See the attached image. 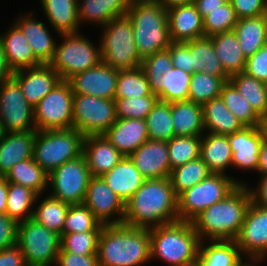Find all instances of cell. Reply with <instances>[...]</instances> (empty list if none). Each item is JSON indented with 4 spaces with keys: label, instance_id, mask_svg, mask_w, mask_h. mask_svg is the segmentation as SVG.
<instances>
[{
    "label": "cell",
    "instance_id": "obj_16",
    "mask_svg": "<svg viewBox=\"0 0 267 266\" xmlns=\"http://www.w3.org/2000/svg\"><path fill=\"white\" fill-rule=\"evenodd\" d=\"M83 204L103 225L123 224L125 202L101 176L90 179Z\"/></svg>",
    "mask_w": 267,
    "mask_h": 266
},
{
    "label": "cell",
    "instance_id": "obj_15",
    "mask_svg": "<svg viewBox=\"0 0 267 266\" xmlns=\"http://www.w3.org/2000/svg\"><path fill=\"white\" fill-rule=\"evenodd\" d=\"M36 130L33 106L27 102L18 83L12 78L0 82V132Z\"/></svg>",
    "mask_w": 267,
    "mask_h": 266
},
{
    "label": "cell",
    "instance_id": "obj_5",
    "mask_svg": "<svg viewBox=\"0 0 267 266\" xmlns=\"http://www.w3.org/2000/svg\"><path fill=\"white\" fill-rule=\"evenodd\" d=\"M126 15L132 21L135 44L142 59L167 50L173 43L167 8L161 3L155 0H132Z\"/></svg>",
    "mask_w": 267,
    "mask_h": 266
},
{
    "label": "cell",
    "instance_id": "obj_2",
    "mask_svg": "<svg viewBox=\"0 0 267 266\" xmlns=\"http://www.w3.org/2000/svg\"><path fill=\"white\" fill-rule=\"evenodd\" d=\"M250 203L249 186L239 184L222 201L200 213L192 221L200 241H235Z\"/></svg>",
    "mask_w": 267,
    "mask_h": 266
},
{
    "label": "cell",
    "instance_id": "obj_51",
    "mask_svg": "<svg viewBox=\"0 0 267 266\" xmlns=\"http://www.w3.org/2000/svg\"><path fill=\"white\" fill-rule=\"evenodd\" d=\"M101 231L71 233L61 237L60 252L76 255L97 254Z\"/></svg>",
    "mask_w": 267,
    "mask_h": 266
},
{
    "label": "cell",
    "instance_id": "obj_48",
    "mask_svg": "<svg viewBox=\"0 0 267 266\" xmlns=\"http://www.w3.org/2000/svg\"><path fill=\"white\" fill-rule=\"evenodd\" d=\"M172 169L200 157L201 136H175L167 141Z\"/></svg>",
    "mask_w": 267,
    "mask_h": 266
},
{
    "label": "cell",
    "instance_id": "obj_52",
    "mask_svg": "<svg viewBox=\"0 0 267 266\" xmlns=\"http://www.w3.org/2000/svg\"><path fill=\"white\" fill-rule=\"evenodd\" d=\"M172 59V65L190 74L194 73L192 55L189 51V41L173 42L167 49Z\"/></svg>",
    "mask_w": 267,
    "mask_h": 266
},
{
    "label": "cell",
    "instance_id": "obj_50",
    "mask_svg": "<svg viewBox=\"0 0 267 266\" xmlns=\"http://www.w3.org/2000/svg\"><path fill=\"white\" fill-rule=\"evenodd\" d=\"M237 16L230 0L211 11L204 19V36L210 37L215 34L232 31L237 23Z\"/></svg>",
    "mask_w": 267,
    "mask_h": 266
},
{
    "label": "cell",
    "instance_id": "obj_12",
    "mask_svg": "<svg viewBox=\"0 0 267 266\" xmlns=\"http://www.w3.org/2000/svg\"><path fill=\"white\" fill-rule=\"evenodd\" d=\"M91 178L86 158L82 153L48 174V188L51 189V193L48 194L70 205L83 204Z\"/></svg>",
    "mask_w": 267,
    "mask_h": 266
},
{
    "label": "cell",
    "instance_id": "obj_22",
    "mask_svg": "<svg viewBox=\"0 0 267 266\" xmlns=\"http://www.w3.org/2000/svg\"><path fill=\"white\" fill-rule=\"evenodd\" d=\"M172 42H186L204 37V23L195 3L181 4L167 9Z\"/></svg>",
    "mask_w": 267,
    "mask_h": 266
},
{
    "label": "cell",
    "instance_id": "obj_18",
    "mask_svg": "<svg viewBox=\"0 0 267 266\" xmlns=\"http://www.w3.org/2000/svg\"><path fill=\"white\" fill-rule=\"evenodd\" d=\"M118 70L100 62L84 72L71 77L68 82L74 94L92 95L105 99H115Z\"/></svg>",
    "mask_w": 267,
    "mask_h": 266
},
{
    "label": "cell",
    "instance_id": "obj_62",
    "mask_svg": "<svg viewBox=\"0 0 267 266\" xmlns=\"http://www.w3.org/2000/svg\"><path fill=\"white\" fill-rule=\"evenodd\" d=\"M8 193V182L5 176L0 175V214L6 211V201Z\"/></svg>",
    "mask_w": 267,
    "mask_h": 266
},
{
    "label": "cell",
    "instance_id": "obj_24",
    "mask_svg": "<svg viewBox=\"0 0 267 266\" xmlns=\"http://www.w3.org/2000/svg\"><path fill=\"white\" fill-rule=\"evenodd\" d=\"M20 14L15 24L22 30L24 36L28 39V43L32 48L34 57L41 64H49L55 53L57 42L52 38L51 33L47 29L44 22L35 19L34 12Z\"/></svg>",
    "mask_w": 267,
    "mask_h": 266
},
{
    "label": "cell",
    "instance_id": "obj_21",
    "mask_svg": "<svg viewBox=\"0 0 267 266\" xmlns=\"http://www.w3.org/2000/svg\"><path fill=\"white\" fill-rule=\"evenodd\" d=\"M129 158L145 179L170 177L167 141L148 139Z\"/></svg>",
    "mask_w": 267,
    "mask_h": 266
},
{
    "label": "cell",
    "instance_id": "obj_55",
    "mask_svg": "<svg viewBox=\"0 0 267 266\" xmlns=\"http://www.w3.org/2000/svg\"><path fill=\"white\" fill-rule=\"evenodd\" d=\"M18 223L6 213L0 214V251L17 245Z\"/></svg>",
    "mask_w": 267,
    "mask_h": 266
},
{
    "label": "cell",
    "instance_id": "obj_45",
    "mask_svg": "<svg viewBox=\"0 0 267 266\" xmlns=\"http://www.w3.org/2000/svg\"><path fill=\"white\" fill-rule=\"evenodd\" d=\"M153 94L146 75L141 67L118 70L115 98H134Z\"/></svg>",
    "mask_w": 267,
    "mask_h": 266
},
{
    "label": "cell",
    "instance_id": "obj_39",
    "mask_svg": "<svg viewBox=\"0 0 267 266\" xmlns=\"http://www.w3.org/2000/svg\"><path fill=\"white\" fill-rule=\"evenodd\" d=\"M7 182L25 186L38 195H44L48 188V173H46L33 158L20 161L5 175Z\"/></svg>",
    "mask_w": 267,
    "mask_h": 266
},
{
    "label": "cell",
    "instance_id": "obj_29",
    "mask_svg": "<svg viewBox=\"0 0 267 266\" xmlns=\"http://www.w3.org/2000/svg\"><path fill=\"white\" fill-rule=\"evenodd\" d=\"M175 136H202L205 132L203 106L190 100L171 102Z\"/></svg>",
    "mask_w": 267,
    "mask_h": 266
},
{
    "label": "cell",
    "instance_id": "obj_46",
    "mask_svg": "<svg viewBox=\"0 0 267 266\" xmlns=\"http://www.w3.org/2000/svg\"><path fill=\"white\" fill-rule=\"evenodd\" d=\"M225 83L221 77L194 72L191 74L188 100L203 105L207 101L220 97Z\"/></svg>",
    "mask_w": 267,
    "mask_h": 266
},
{
    "label": "cell",
    "instance_id": "obj_14",
    "mask_svg": "<svg viewBox=\"0 0 267 266\" xmlns=\"http://www.w3.org/2000/svg\"><path fill=\"white\" fill-rule=\"evenodd\" d=\"M73 96L68 81H61L33 107L36 130L73 128Z\"/></svg>",
    "mask_w": 267,
    "mask_h": 266
},
{
    "label": "cell",
    "instance_id": "obj_35",
    "mask_svg": "<svg viewBox=\"0 0 267 266\" xmlns=\"http://www.w3.org/2000/svg\"><path fill=\"white\" fill-rule=\"evenodd\" d=\"M233 31L237 35L245 57L254 55L267 44L266 14L238 19Z\"/></svg>",
    "mask_w": 267,
    "mask_h": 266
},
{
    "label": "cell",
    "instance_id": "obj_40",
    "mask_svg": "<svg viewBox=\"0 0 267 266\" xmlns=\"http://www.w3.org/2000/svg\"><path fill=\"white\" fill-rule=\"evenodd\" d=\"M229 82L261 118L267 116V83L257 80L245 72L232 75L229 77Z\"/></svg>",
    "mask_w": 267,
    "mask_h": 266
},
{
    "label": "cell",
    "instance_id": "obj_10",
    "mask_svg": "<svg viewBox=\"0 0 267 266\" xmlns=\"http://www.w3.org/2000/svg\"><path fill=\"white\" fill-rule=\"evenodd\" d=\"M239 184L245 182L238 181L230 175L210 174L203 181L178 195L179 220L192 222L204 210L222 201Z\"/></svg>",
    "mask_w": 267,
    "mask_h": 266
},
{
    "label": "cell",
    "instance_id": "obj_6",
    "mask_svg": "<svg viewBox=\"0 0 267 266\" xmlns=\"http://www.w3.org/2000/svg\"><path fill=\"white\" fill-rule=\"evenodd\" d=\"M140 67L159 101L170 103L188 100L191 74L173 67L168 50L145 57Z\"/></svg>",
    "mask_w": 267,
    "mask_h": 266
},
{
    "label": "cell",
    "instance_id": "obj_44",
    "mask_svg": "<svg viewBox=\"0 0 267 266\" xmlns=\"http://www.w3.org/2000/svg\"><path fill=\"white\" fill-rule=\"evenodd\" d=\"M220 98L244 126H260L262 118L229 81L222 86Z\"/></svg>",
    "mask_w": 267,
    "mask_h": 266
},
{
    "label": "cell",
    "instance_id": "obj_57",
    "mask_svg": "<svg viewBox=\"0 0 267 266\" xmlns=\"http://www.w3.org/2000/svg\"><path fill=\"white\" fill-rule=\"evenodd\" d=\"M0 266H28L21 249L15 245L0 251Z\"/></svg>",
    "mask_w": 267,
    "mask_h": 266
},
{
    "label": "cell",
    "instance_id": "obj_47",
    "mask_svg": "<svg viewBox=\"0 0 267 266\" xmlns=\"http://www.w3.org/2000/svg\"><path fill=\"white\" fill-rule=\"evenodd\" d=\"M103 226L85 204L70 205L61 236L71 233L102 231Z\"/></svg>",
    "mask_w": 267,
    "mask_h": 266
},
{
    "label": "cell",
    "instance_id": "obj_17",
    "mask_svg": "<svg viewBox=\"0 0 267 266\" xmlns=\"http://www.w3.org/2000/svg\"><path fill=\"white\" fill-rule=\"evenodd\" d=\"M236 243L242 256L246 258L267 257V209L253 202L246 211L241 232Z\"/></svg>",
    "mask_w": 267,
    "mask_h": 266
},
{
    "label": "cell",
    "instance_id": "obj_34",
    "mask_svg": "<svg viewBox=\"0 0 267 266\" xmlns=\"http://www.w3.org/2000/svg\"><path fill=\"white\" fill-rule=\"evenodd\" d=\"M202 106L205 132L230 135L244 127L220 97L207 101Z\"/></svg>",
    "mask_w": 267,
    "mask_h": 266
},
{
    "label": "cell",
    "instance_id": "obj_60",
    "mask_svg": "<svg viewBox=\"0 0 267 266\" xmlns=\"http://www.w3.org/2000/svg\"><path fill=\"white\" fill-rule=\"evenodd\" d=\"M12 71L7 63L3 47L0 42V82L12 76Z\"/></svg>",
    "mask_w": 267,
    "mask_h": 266
},
{
    "label": "cell",
    "instance_id": "obj_36",
    "mask_svg": "<svg viewBox=\"0 0 267 266\" xmlns=\"http://www.w3.org/2000/svg\"><path fill=\"white\" fill-rule=\"evenodd\" d=\"M204 242H200L198 266H236L243 259L236 241H209L207 245Z\"/></svg>",
    "mask_w": 267,
    "mask_h": 266
},
{
    "label": "cell",
    "instance_id": "obj_11",
    "mask_svg": "<svg viewBox=\"0 0 267 266\" xmlns=\"http://www.w3.org/2000/svg\"><path fill=\"white\" fill-rule=\"evenodd\" d=\"M61 237L29 219L18 223L17 246L23 252L28 266H52L60 252Z\"/></svg>",
    "mask_w": 267,
    "mask_h": 266
},
{
    "label": "cell",
    "instance_id": "obj_59",
    "mask_svg": "<svg viewBox=\"0 0 267 266\" xmlns=\"http://www.w3.org/2000/svg\"><path fill=\"white\" fill-rule=\"evenodd\" d=\"M228 0H194L200 16L204 19L211 11L219 9Z\"/></svg>",
    "mask_w": 267,
    "mask_h": 266
},
{
    "label": "cell",
    "instance_id": "obj_1",
    "mask_svg": "<svg viewBox=\"0 0 267 266\" xmlns=\"http://www.w3.org/2000/svg\"><path fill=\"white\" fill-rule=\"evenodd\" d=\"M177 198L169 177L145 179L125 202L123 223L133 227L152 228L178 221Z\"/></svg>",
    "mask_w": 267,
    "mask_h": 266
},
{
    "label": "cell",
    "instance_id": "obj_53",
    "mask_svg": "<svg viewBox=\"0 0 267 266\" xmlns=\"http://www.w3.org/2000/svg\"><path fill=\"white\" fill-rule=\"evenodd\" d=\"M244 72L257 80L267 83V44L247 58Z\"/></svg>",
    "mask_w": 267,
    "mask_h": 266
},
{
    "label": "cell",
    "instance_id": "obj_19",
    "mask_svg": "<svg viewBox=\"0 0 267 266\" xmlns=\"http://www.w3.org/2000/svg\"><path fill=\"white\" fill-rule=\"evenodd\" d=\"M11 77L18 83L25 99L33 107L62 81L49 64L15 71Z\"/></svg>",
    "mask_w": 267,
    "mask_h": 266
},
{
    "label": "cell",
    "instance_id": "obj_27",
    "mask_svg": "<svg viewBox=\"0 0 267 266\" xmlns=\"http://www.w3.org/2000/svg\"><path fill=\"white\" fill-rule=\"evenodd\" d=\"M4 33H0V42L12 72L41 65L34 57L28 39L15 23Z\"/></svg>",
    "mask_w": 267,
    "mask_h": 266
},
{
    "label": "cell",
    "instance_id": "obj_8",
    "mask_svg": "<svg viewBox=\"0 0 267 266\" xmlns=\"http://www.w3.org/2000/svg\"><path fill=\"white\" fill-rule=\"evenodd\" d=\"M83 139L84 135L74 128L36 130L33 160L49 174L83 153Z\"/></svg>",
    "mask_w": 267,
    "mask_h": 266
},
{
    "label": "cell",
    "instance_id": "obj_65",
    "mask_svg": "<svg viewBox=\"0 0 267 266\" xmlns=\"http://www.w3.org/2000/svg\"><path fill=\"white\" fill-rule=\"evenodd\" d=\"M260 129L263 133L264 141L267 142V116L261 119Z\"/></svg>",
    "mask_w": 267,
    "mask_h": 266
},
{
    "label": "cell",
    "instance_id": "obj_64",
    "mask_svg": "<svg viewBox=\"0 0 267 266\" xmlns=\"http://www.w3.org/2000/svg\"><path fill=\"white\" fill-rule=\"evenodd\" d=\"M249 259V260H248ZM243 261V262H242ZM248 261V262H247ZM247 261L245 262V260H240V262L236 265V266H256L254 264V262L257 264L258 262H262L264 261V259L262 258H247ZM254 264V265H253Z\"/></svg>",
    "mask_w": 267,
    "mask_h": 266
},
{
    "label": "cell",
    "instance_id": "obj_4",
    "mask_svg": "<svg viewBox=\"0 0 267 266\" xmlns=\"http://www.w3.org/2000/svg\"><path fill=\"white\" fill-rule=\"evenodd\" d=\"M149 230L152 260L170 266L197 265L201 241L192 222L178 220Z\"/></svg>",
    "mask_w": 267,
    "mask_h": 266
},
{
    "label": "cell",
    "instance_id": "obj_31",
    "mask_svg": "<svg viewBox=\"0 0 267 266\" xmlns=\"http://www.w3.org/2000/svg\"><path fill=\"white\" fill-rule=\"evenodd\" d=\"M44 15L58 34L78 33V0H40Z\"/></svg>",
    "mask_w": 267,
    "mask_h": 266
},
{
    "label": "cell",
    "instance_id": "obj_43",
    "mask_svg": "<svg viewBox=\"0 0 267 266\" xmlns=\"http://www.w3.org/2000/svg\"><path fill=\"white\" fill-rule=\"evenodd\" d=\"M150 140L169 141L173 137L171 102L157 101L145 119Z\"/></svg>",
    "mask_w": 267,
    "mask_h": 266
},
{
    "label": "cell",
    "instance_id": "obj_23",
    "mask_svg": "<svg viewBox=\"0 0 267 266\" xmlns=\"http://www.w3.org/2000/svg\"><path fill=\"white\" fill-rule=\"evenodd\" d=\"M104 135L124 157H129L149 139L144 119L117 118Z\"/></svg>",
    "mask_w": 267,
    "mask_h": 266
},
{
    "label": "cell",
    "instance_id": "obj_9",
    "mask_svg": "<svg viewBox=\"0 0 267 266\" xmlns=\"http://www.w3.org/2000/svg\"><path fill=\"white\" fill-rule=\"evenodd\" d=\"M62 42L57 43L54 57L49 65L68 81L74 75L84 72L102 62L100 43L94 45L90 39L78 33L60 34Z\"/></svg>",
    "mask_w": 267,
    "mask_h": 266
},
{
    "label": "cell",
    "instance_id": "obj_42",
    "mask_svg": "<svg viewBox=\"0 0 267 266\" xmlns=\"http://www.w3.org/2000/svg\"><path fill=\"white\" fill-rule=\"evenodd\" d=\"M210 174L212 173L208 169L207 164L199 157L172 169L169 178L174 192L178 196L206 179Z\"/></svg>",
    "mask_w": 267,
    "mask_h": 266
},
{
    "label": "cell",
    "instance_id": "obj_3",
    "mask_svg": "<svg viewBox=\"0 0 267 266\" xmlns=\"http://www.w3.org/2000/svg\"><path fill=\"white\" fill-rule=\"evenodd\" d=\"M99 266H141L151 260L150 230L126 224L104 225L97 247Z\"/></svg>",
    "mask_w": 267,
    "mask_h": 266
},
{
    "label": "cell",
    "instance_id": "obj_63",
    "mask_svg": "<svg viewBox=\"0 0 267 266\" xmlns=\"http://www.w3.org/2000/svg\"><path fill=\"white\" fill-rule=\"evenodd\" d=\"M158 3H161L165 8H169L175 5L193 3L194 0H155Z\"/></svg>",
    "mask_w": 267,
    "mask_h": 266
},
{
    "label": "cell",
    "instance_id": "obj_56",
    "mask_svg": "<svg viewBox=\"0 0 267 266\" xmlns=\"http://www.w3.org/2000/svg\"><path fill=\"white\" fill-rule=\"evenodd\" d=\"M55 266H99L97 254L76 255L59 252Z\"/></svg>",
    "mask_w": 267,
    "mask_h": 266
},
{
    "label": "cell",
    "instance_id": "obj_32",
    "mask_svg": "<svg viewBox=\"0 0 267 266\" xmlns=\"http://www.w3.org/2000/svg\"><path fill=\"white\" fill-rule=\"evenodd\" d=\"M103 179L108 186L127 202L145 181L129 157H124Z\"/></svg>",
    "mask_w": 267,
    "mask_h": 266
},
{
    "label": "cell",
    "instance_id": "obj_54",
    "mask_svg": "<svg viewBox=\"0 0 267 266\" xmlns=\"http://www.w3.org/2000/svg\"><path fill=\"white\" fill-rule=\"evenodd\" d=\"M238 19L267 13V0H230Z\"/></svg>",
    "mask_w": 267,
    "mask_h": 266
},
{
    "label": "cell",
    "instance_id": "obj_37",
    "mask_svg": "<svg viewBox=\"0 0 267 266\" xmlns=\"http://www.w3.org/2000/svg\"><path fill=\"white\" fill-rule=\"evenodd\" d=\"M189 51L192 55L194 72H204L221 77L225 82L229 81L222 65L216 56L213 42L210 37H202L189 41Z\"/></svg>",
    "mask_w": 267,
    "mask_h": 266
},
{
    "label": "cell",
    "instance_id": "obj_33",
    "mask_svg": "<svg viewBox=\"0 0 267 266\" xmlns=\"http://www.w3.org/2000/svg\"><path fill=\"white\" fill-rule=\"evenodd\" d=\"M222 68L231 77L242 73L246 67L247 58L241 50L239 40L235 32L228 31L210 36Z\"/></svg>",
    "mask_w": 267,
    "mask_h": 266
},
{
    "label": "cell",
    "instance_id": "obj_49",
    "mask_svg": "<svg viewBox=\"0 0 267 266\" xmlns=\"http://www.w3.org/2000/svg\"><path fill=\"white\" fill-rule=\"evenodd\" d=\"M116 118L146 119L157 103V95L115 98Z\"/></svg>",
    "mask_w": 267,
    "mask_h": 266
},
{
    "label": "cell",
    "instance_id": "obj_38",
    "mask_svg": "<svg viewBox=\"0 0 267 266\" xmlns=\"http://www.w3.org/2000/svg\"><path fill=\"white\" fill-rule=\"evenodd\" d=\"M41 196L42 195H39L36 200L35 205L37 206H34L35 209L33 210L32 219L36 223L45 226L47 229L61 236L70 204L62 202L50 194H47V196L39 202L38 199Z\"/></svg>",
    "mask_w": 267,
    "mask_h": 266
},
{
    "label": "cell",
    "instance_id": "obj_7",
    "mask_svg": "<svg viewBox=\"0 0 267 266\" xmlns=\"http://www.w3.org/2000/svg\"><path fill=\"white\" fill-rule=\"evenodd\" d=\"M102 29L99 39L102 62L115 70H130L141 66L134 39L132 21L127 15L112 19Z\"/></svg>",
    "mask_w": 267,
    "mask_h": 266
},
{
    "label": "cell",
    "instance_id": "obj_58",
    "mask_svg": "<svg viewBox=\"0 0 267 266\" xmlns=\"http://www.w3.org/2000/svg\"><path fill=\"white\" fill-rule=\"evenodd\" d=\"M256 188L249 187L251 202L267 209V174L261 175Z\"/></svg>",
    "mask_w": 267,
    "mask_h": 266
},
{
    "label": "cell",
    "instance_id": "obj_28",
    "mask_svg": "<svg viewBox=\"0 0 267 266\" xmlns=\"http://www.w3.org/2000/svg\"><path fill=\"white\" fill-rule=\"evenodd\" d=\"M132 0H78V20L104 26L112 19L125 16Z\"/></svg>",
    "mask_w": 267,
    "mask_h": 266
},
{
    "label": "cell",
    "instance_id": "obj_13",
    "mask_svg": "<svg viewBox=\"0 0 267 266\" xmlns=\"http://www.w3.org/2000/svg\"><path fill=\"white\" fill-rule=\"evenodd\" d=\"M116 119L115 100L74 94L73 128L84 137L104 135Z\"/></svg>",
    "mask_w": 267,
    "mask_h": 266
},
{
    "label": "cell",
    "instance_id": "obj_25",
    "mask_svg": "<svg viewBox=\"0 0 267 266\" xmlns=\"http://www.w3.org/2000/svg\"><path fill=\"white\" fill-rule=\"evenodd\" d=\"M83 154L91 175L101 177L112 170L124 158L105 135L84 137Z\"/></svg>",
    "mask_w": 267,
    "mask_h": 266
},
{
    "label": "cell",
    "instance_id": "obj_20",
    "mask_svg": "<svg viewBox=\"0 0 267 266\" xmlns=\"http://www.w3.org/2000/svg\"><path fill=\"white\" fill-rule=\"evenodd\" d=\"M263 140L260 126H244L235 133L228 135L232 150V167L257 172Z\"/></svg>",
    "mask_w": 267,
    "mask_h": 266
},
{
    "label": "cell",
    "instance_id": "obj_26",
    "mask_svg": "<svg viewBox=\"0 0 267 266\" xmlns=\"http://www.w3.org/2000/svg\"><path fill=\"white\" fill-rule=\"evenodd\" d=\"M36 130L27 132L1 133L0 135V175L17 163L33 158Z\"/></svg>",
    "mask_w": 267,
    "mask_h": 266
},
{
    "label": "cell",
    "instance_id": "obj_41",
    "mask_svg": "<svg viewBox=\"0 0 267 266\" xmlns=\"http://www.w3.org/2000/svg\"><path fill=\"white\" fill-rule=\"evenodd\" d=\"M38 194L19 184L8 182L5 213L17 223L32 219Z\"/></svg>",
    "mask_w": 267,
    "mask_h": 266
},
{
    "label": "cell",
    "instance_id": "obj_30",
    "mask_svg": "<svg viewBox=\"0 0 267 266\" xmlns=\"http://www.w3.org/2000/svg\"><path fill=\"white\" fill-rule=\"evenodd\" d=\"M200 158L207 164L211 173L227 175L225 171L232 167V150L228 135L204 133L201 136Z\"/></svg>",
    "mask_w": 267,
    "mask_h": 266
},
{
    "label": "cell",
    "instance_id": "obj_61",
    "mask_svg": "<svg viewBox=\"0 0 267 266\" xmlns=\"http://www.w3.org/2000/svg\"><path fill=\"white\" fill-rule=\"evenodd\" d=\"M257 173H260V175L267 174V142L264 140L260 148L259 165L256 174Z\"/></svg>",
    "mask_w": 267,
    "mask_h": 266
}]
</instances>
